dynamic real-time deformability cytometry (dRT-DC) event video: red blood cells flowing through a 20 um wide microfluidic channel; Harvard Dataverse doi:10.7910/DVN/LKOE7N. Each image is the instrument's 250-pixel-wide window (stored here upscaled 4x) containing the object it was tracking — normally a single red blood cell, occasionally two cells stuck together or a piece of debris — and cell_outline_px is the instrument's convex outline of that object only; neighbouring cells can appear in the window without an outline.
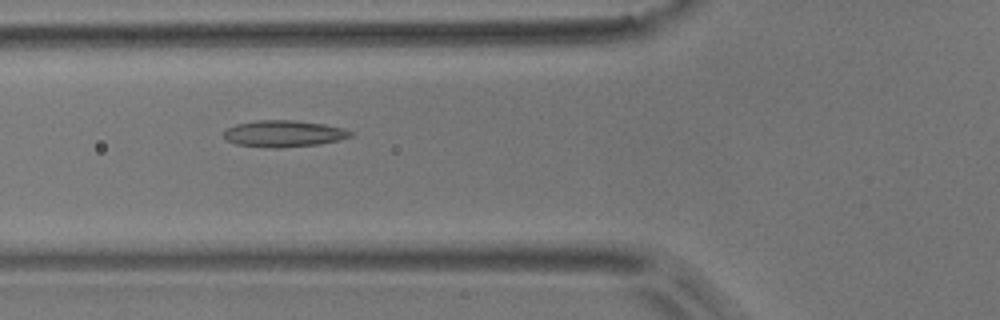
{"species": "common noctule bat (a hibernating species)", "species_latin": "Nyctalus noctula", "temperature_condition": "room temperature", "stored_images_in_passage": 8, "camera_frame_rate_fps": 3000, "um_per_image_px": 0.085, "animal": {"sex": "male", "body_mass_g": 17.9}, "frame": {"image": 1, "passage_image": 5, "time_ms": 1.333, "image_size_px": [1000, 320], "cell_outline_px": [[352, 136], [340, 140], [320, 144], [280, 148], [272, 148], [236, 144], [228, 140], [224, 136], [224, 132], [228, 128], [236, 124], [256, 120], [296, 120], [324, 124], [344, 128], [352, 132]], "centroid_in_image_um": [24.15, 11.36], "position_along_channel_um": 101.6, "area_um2": 19.65}}
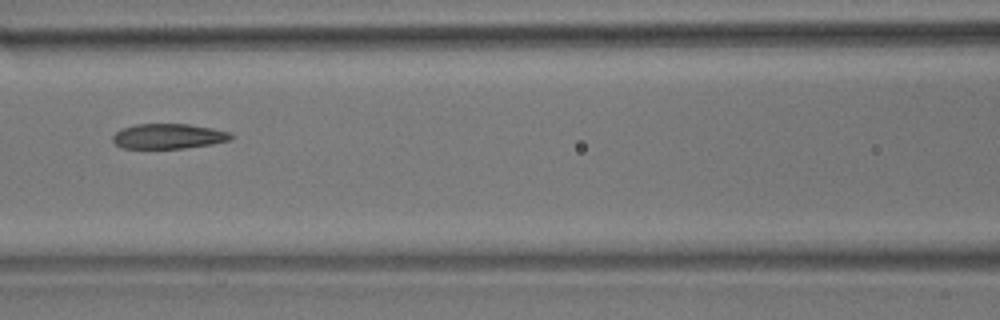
{"frame": {"image": 2, "passage_image": 6, "time_ms": 1.667, "image_size_px": [1000, 320], "cell_outline_px": [[232, 136], [228, 140], [212, 144], [184, 148], [124, 148], [116, 144], [112, 140], [112, 136], [120, 128], [136, 124], [188, 124], [212, 128], [228, 132]], "centroid_in_image_um": [14.26, 11.57], "position_along_channel_um": 152.3, "area_um2": 17.11}}
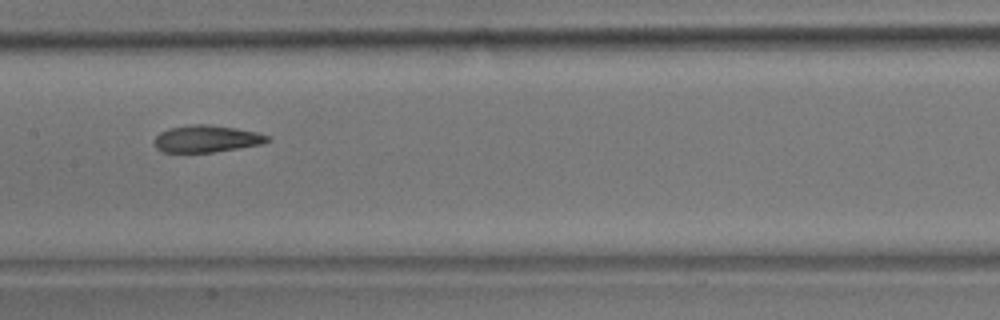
{"frame": {"image": 3, "passage_image": 7, "time_ms": 2.0, "image_size_px": [1000, 320], "cell_outline_px": [[272, 140], [260, 144], [212, 152], [160, 152], [156, 148], [156, 136], [160, 132], [168, 128], [192, 124], [208, 124], [236, 128], [256, 132], [268, 136]], "centroid_in_image_um": [17.54, 11.79], "position_along_channel_um": 189.9, "area_um2": 17.63}}